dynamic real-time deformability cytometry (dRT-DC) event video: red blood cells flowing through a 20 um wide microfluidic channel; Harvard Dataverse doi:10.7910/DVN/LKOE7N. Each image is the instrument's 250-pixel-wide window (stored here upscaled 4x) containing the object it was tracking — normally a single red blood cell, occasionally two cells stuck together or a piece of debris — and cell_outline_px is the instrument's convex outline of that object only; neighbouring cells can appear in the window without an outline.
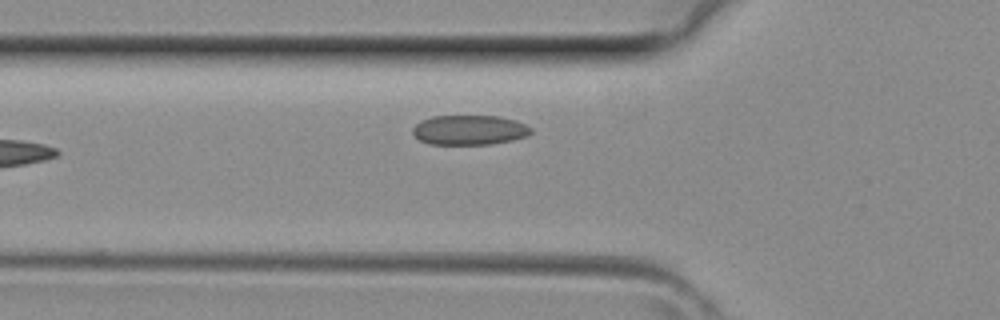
{"species": "common noctule bat (a hibernating species)", "species_latin": "Nyctalus noctula", "temperature_condition": "room temperature", "stored_images_in_passage": 3, "camera_frame_rate_fps": 3000, "um_per_image_px": 0.085, "animal": {"sex": "female", "body_mass_g": 29.2, "forearm_length_mm": 56.3}, "frame": {"image": 1, "passage_image": 3, "time_ms": 0.667, "image_size_px": [1000, 320], "cell_outline_px": [[532, 132], [528, 136], [512, 140], [492, 144], [428, 144], [420, 140], [412, 132], [412, 128], [420, 120], [432, 116], [500, 116], [516, 120], [532, 128]], "centroid_in_image_um": [39.91, 11.05], "position_along_channel_um": 85.9, "area_um2": 20.63}}